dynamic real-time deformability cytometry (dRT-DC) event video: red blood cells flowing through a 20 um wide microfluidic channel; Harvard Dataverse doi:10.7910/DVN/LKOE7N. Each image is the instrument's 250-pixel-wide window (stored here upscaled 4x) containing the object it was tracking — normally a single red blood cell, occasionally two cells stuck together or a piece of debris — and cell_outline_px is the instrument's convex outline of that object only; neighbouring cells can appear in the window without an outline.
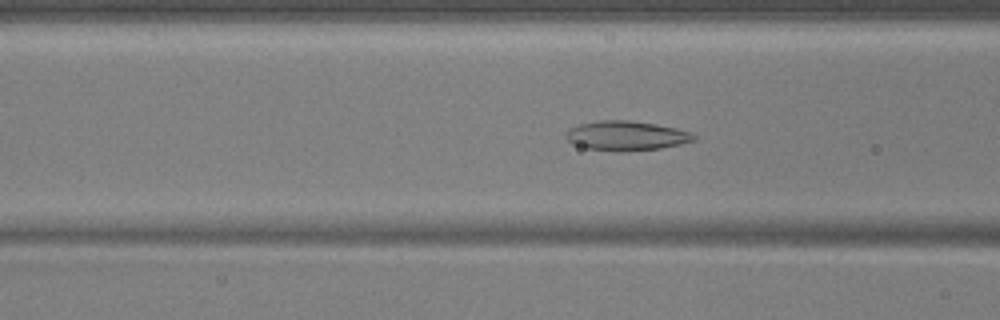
{"species": "common noctule bat (a hibernating species)", "species_latin": "Nyctalus noctula", "temperature_condition": "warm", "stored_images_in_passage": 45, "camera_frame_rate_fps": 3000, "um_per_image_px": 0.085, "animal": {"sex": "male", "body_mass_g": 17.9, "forearm_length_mm": 54.2}, "frame": {"image": 1, "passage_image": 12, "time_ms": 3.667, "image_size_px": [1000, 320], "cell_outline_px": [[696, 140], [680, 144], [660, 148], [620, 152], [616, 152], [588, 148], [572, 144], [564, 136], [564, 132], [568, 128], [580, 124], [600, 120], [628, 120], [656, 124], [676, 128], [692, 132], [696, 136]], "centroid_in_image_um": [53.21, 11.54], "position_along_channel_um": 113.4, "area_um2": 22.2}}
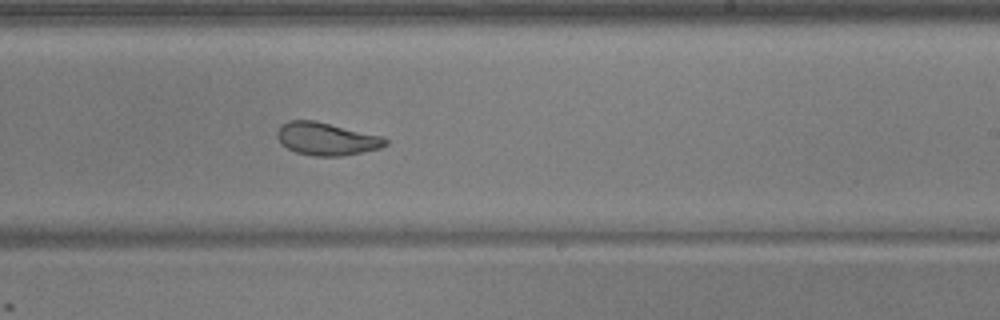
{"frame": {"image": 2, "passage_image": 24, "time_ms": 7.667, "image_size_px": [1000, 320], "cell_outline_px": [[388, 144], [380, 148], [340, 156], [312, 156], [296, 152], [280, 144], [276, 136], [276, 132], [288, 120], [316, 120], [380, 136], [388, 140]], "centroid_in_image_um": [27.71, 11.8], "position_along_channel_um": 261.3, "area_um2": 20.52}}
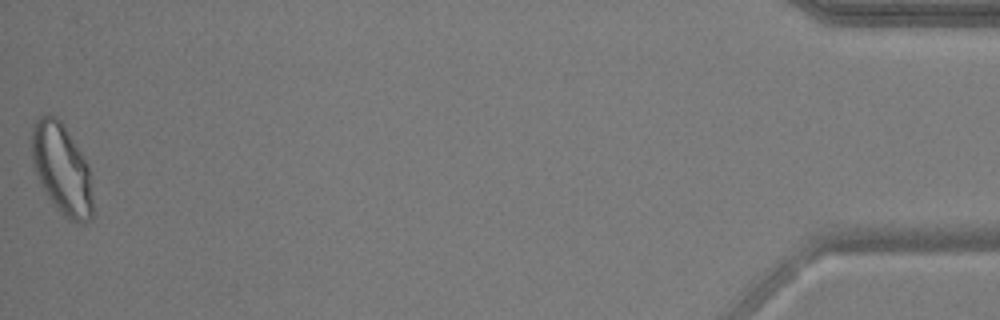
{"frame": {"image": 3, "passage_image": 45, "time_ms": 14.667, "image_size_px": [1000, 320], "cell_outline_px": [[92, 216], [84, 224], [80, 224], [68, 220], [56, 208], [48, 196], [36, 172], [32, 160], [32, 124], [40, 116], [48, 112], [56, 116], [60, 120], [88, 164], [92, 200]], "centroid_in_image_um": [5.24, 14.36], "position_along_channel_um": 430.0, "area_um2": 31.91}, "authors_computed_cell_mechanics": {"area_um2": 22.8888, "velocity_mm_per_s": 3.6964, "shape_relaxation_time_tau1_ms": 6.0662, "shape_relaxation_time_tau2_ms": 2.2688, "deformation_change_tau1": 0.1506, "deformation_change_tau2": 0.0922}}